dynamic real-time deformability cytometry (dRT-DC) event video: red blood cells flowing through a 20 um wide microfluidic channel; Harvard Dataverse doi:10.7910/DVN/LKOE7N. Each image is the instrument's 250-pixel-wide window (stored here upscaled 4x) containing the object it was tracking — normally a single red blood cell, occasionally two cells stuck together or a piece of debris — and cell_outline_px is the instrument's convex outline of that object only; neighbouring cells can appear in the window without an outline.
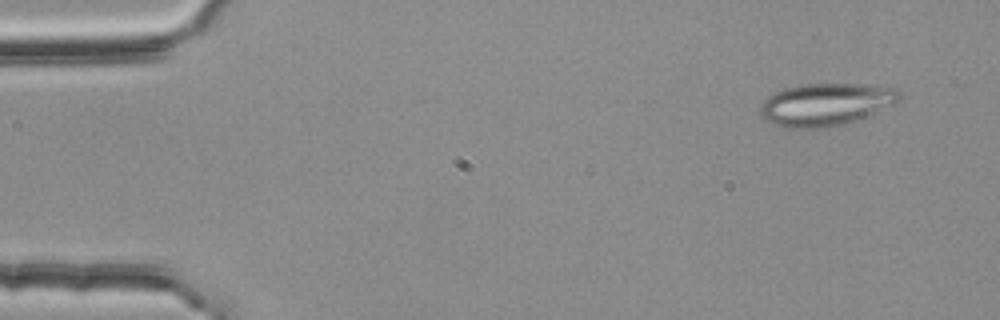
{"species": "common noctule bat (a hibernating species)", "species_latin": "Nyctalus noctula", "temperature_condition": "room temperature", "stored_images_in_passage": 3, "camera_frame_rate_fps": 3000, "um_per_image_px": 0.085, "animal": {"sex": "female", "body_mass_g": 25.1}, "frame": {"image": 1, "passage_image": 1, "time_ms": 0.0, "image_size_px": [1000, 320], "cell_outline_px": [[904, 96], [900, 100], [892, 104], [864, 116], [840, 124], [824, 128], [788, 128], [776, 124], [768, 120], [760, 112], [760, 108], [764, 100], [768, 96], [784, 88], [800, 84], [872, 84], [900, 88]], "centroid_in_image_um": [70.24, 8.84], "position_along_channel_um": 14.8, "area_um2": 34.16}}